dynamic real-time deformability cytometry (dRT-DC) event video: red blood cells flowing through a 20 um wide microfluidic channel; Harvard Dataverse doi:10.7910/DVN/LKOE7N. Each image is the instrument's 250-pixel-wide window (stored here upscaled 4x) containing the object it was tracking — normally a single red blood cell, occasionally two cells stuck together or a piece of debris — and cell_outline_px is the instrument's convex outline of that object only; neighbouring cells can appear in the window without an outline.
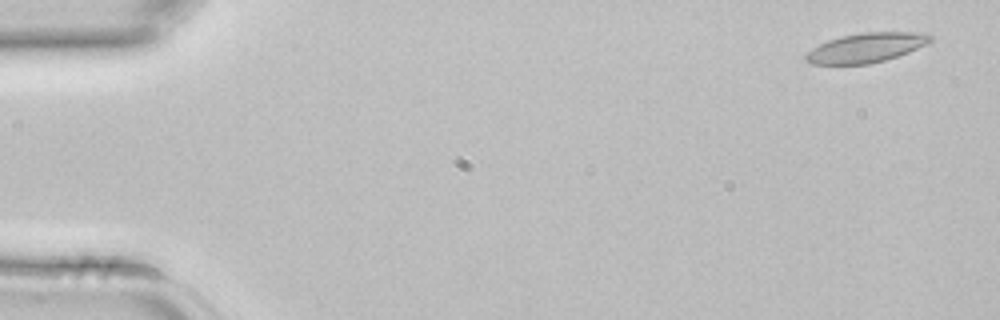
{"species": "common noctule bat (a hibernating species)", "species_latin": "Nyctalus noctula", "temperature_condition": "room temperature", "stored_images_in_passage": 3, "camera_frame_rate_fps": 3000, "um_per_image_px": 0.085, "animal": {"sex": "female", "body_mass_g": 22.7, "forearm_length_mm": 54.2}, "frame": {"image": 1, "passage_image": 1, "time_ms": 0.0, "image_size_px": [1000, 320], "cell_outline_px": [[932, 40], [908, 52], [884, 60], [868, 64], [812, 64], [804, 60], [804, 56], [812, 48], [828, 40], [840, 36], [864, 32], [924, 32], [932, 36]], "centroid_in_image_um": [73.59, 4.05], "position_along_channel_um": 11.4, "area_um2": 21.21}}
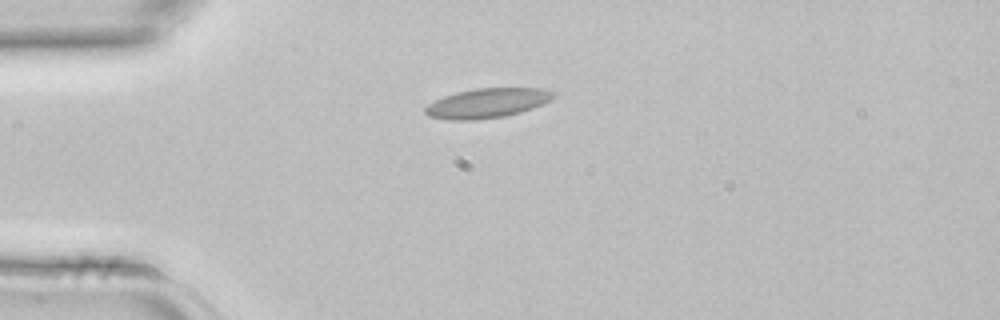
{"frame": {"image": 2, "passage_image": 3, "time_ms": 0.667, "image_size_px": [1000, 320], "cell_outline_px": [[556, 96], [552, 100], [544, 104], [520, 112], [504, 116], [472, 120], [448, 120], [428, 116], [424, 112], [424, 108], [428, 104], [444, 96], [456, 92], [476, 88], [544, 88], [556, 92]], "centroid_in_image_um": [41.44, 8.75], "position_along_channel_um": 43.6, "area_um2": 22.25}}